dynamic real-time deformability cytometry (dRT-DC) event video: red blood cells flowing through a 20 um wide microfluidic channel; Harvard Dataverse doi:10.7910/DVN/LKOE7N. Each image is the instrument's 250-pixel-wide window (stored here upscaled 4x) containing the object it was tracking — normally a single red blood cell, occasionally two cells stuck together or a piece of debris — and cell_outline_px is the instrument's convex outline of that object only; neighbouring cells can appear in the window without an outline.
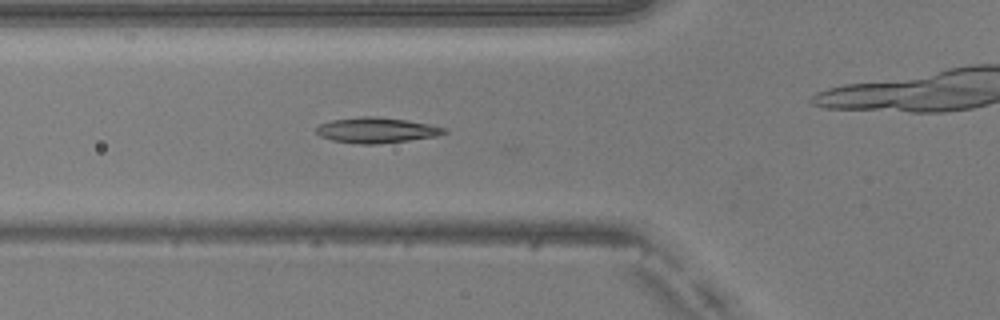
{"species": "common noctule bat (a hibernating species)", "species_latin": "Nyctalus noctula", "temperature_condition": "warm", "stored_images_in_passage": 41, "camera_frame_rate_fps": 3000, "um_per_image_px": 0.085, "animal": {"sex": "male", "body_mass_g": 20.5, "forearm_length_mm": 52.5}, "frame": {"image": 1, "passage_image": 8, "time_ms": 2.333, "image_size_px": [1000, 320], "cell_outline_px": [[448, 132], [436, 136], [408, 140], [376, 144], [360, 144], [332, 140], [320, 136], [316, 132], [316, 128], [320, 124], [332, 120], [360, 116], [376, 116], [408, 120], [448, 128]], "centroid_in_image_um": [32.01, 11.06], "position_along_channel_um": 93.8, "area_um2": 18.96}}
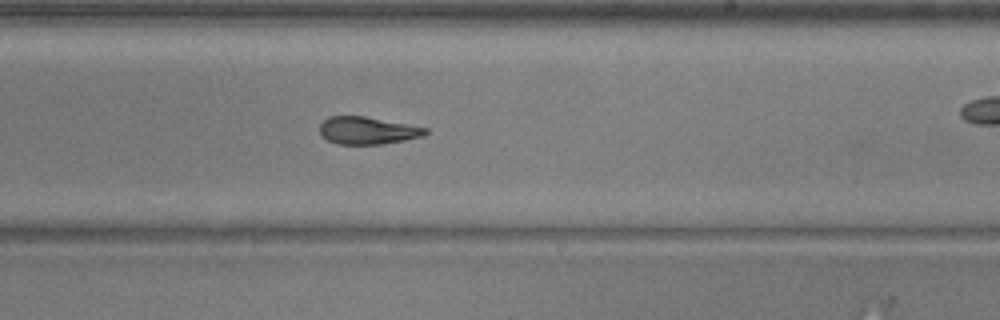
{"frame": {"image": 2, "passage_image": 20, "time_ms": 6.333, "image_size_px": [1000, 320], "cell_outline_px": [[428, 132], [424, 136], [404, 140], [380, 144], [336, 144], [320, 136], [320, 124], [328, 116], [364, 116], [428, 128]], "centroid_in_image_um": [31.21, 11.09], "position_along_channel_um": 257.8, "area_um2": 16.88}}
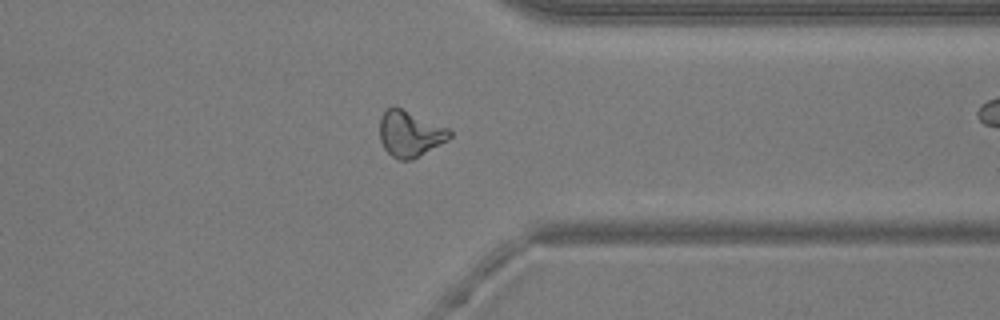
{"frame": {"image": 3, "passage_image": 29, "time_ms": 9.333, "image_size_px": [1000, 320], "cell_outline_px": [[452, 136], [448, 140], [412, 160], [400, 160], [392, 156], [384, 148], [380, 140], [380, 116], [392, 104], [448, 128], [452, 132]], "centroid_in_image_um": [34.83, 11.36], "position_along_channel_um": 376.6, "area_um2": 18.73}, "authors_computed_cell_mechanics": {"area_um2": 18.2648, "velocity_mm_per_s": 4.0805, "shape_relaxation_time_tau1_ms": 7.0129, "shape_relaxation_time_tau2_ms": 2.0085, "deformation_change_tau1": 0.1852, "deformation_change_tau2": 0.1023}}